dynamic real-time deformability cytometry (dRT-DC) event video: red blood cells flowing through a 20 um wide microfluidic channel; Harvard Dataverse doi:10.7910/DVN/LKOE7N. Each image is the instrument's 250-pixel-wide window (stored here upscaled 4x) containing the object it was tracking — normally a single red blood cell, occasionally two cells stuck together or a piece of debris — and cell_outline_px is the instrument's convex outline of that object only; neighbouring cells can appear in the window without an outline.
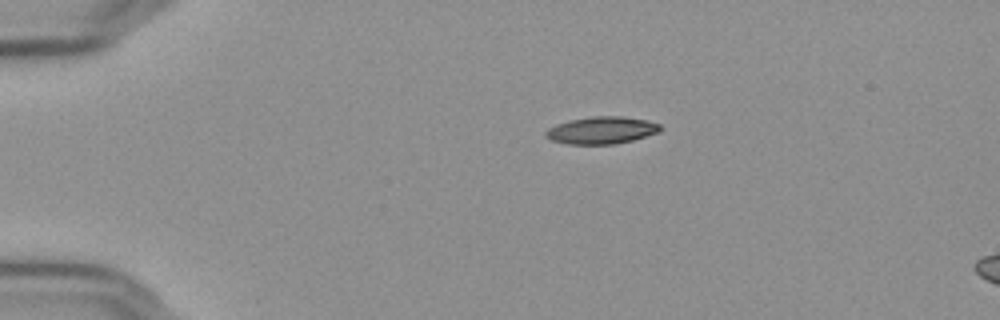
{"species": "Egyptian fruit bat (a non-hibernating species)", "species_latin": "Rousettus aegyptiacus", "temperature_condition": "cold", "stored_images_in_passage": 3, "segment_of_instrument_passage": [1, 2], "camera_frame_rate_fps": 3000, "um_per_image_px": 0.085, "frame": {"image": 1, "passage_image": 1, "time_ms": 0.0, "image_size_px": [1000, 320], "cell_outline_px": [[660, 132], [632, 140], [616, 144], [568, 144], [552, 140], [544, 136], [544, 132], [548, 128], [556, 124], [572, 120], [592, 116], [624, 116], [648, 120], [660, 124]], "centroid_in_image_um": [51.14, 11.07], "position_along_channel_um": 33.9, "area_um2": 18.21}}